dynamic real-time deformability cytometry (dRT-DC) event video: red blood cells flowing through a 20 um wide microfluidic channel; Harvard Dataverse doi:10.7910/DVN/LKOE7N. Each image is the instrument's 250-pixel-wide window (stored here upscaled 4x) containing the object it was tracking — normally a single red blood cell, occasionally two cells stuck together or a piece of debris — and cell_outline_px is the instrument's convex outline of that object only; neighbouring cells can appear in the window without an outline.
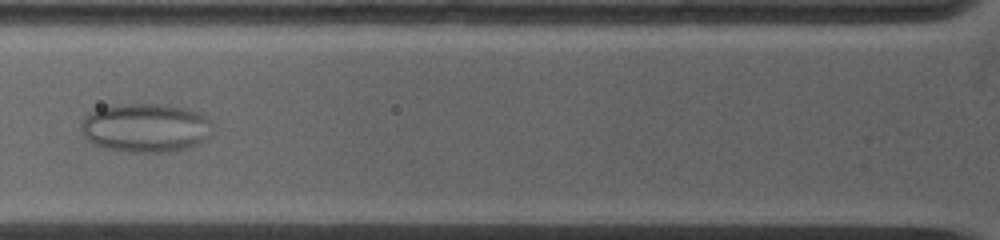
{"species": "common noctule bat (a hibernating species)", "species_latin": "Nyctalus noctula", "temperature_condition": "warm", "stored_images_in_passage": 49, "camera_frame_rate_fps": 5000, "um_per_image_px": 0.085, "animal": {"sex": "female", "body_mass_g": 19.0, "forearm_length_mm": 53.3}, "frame": {"image": 1, "passage_image": 14, "time_ms": 4.2, "image_size_px": [1000, 240], "cell_outline_px": [[212, 124], [208, 136], [204, 140], [196, 144], [184, 148], [168, 152], [132, 152], [104, 148], [88, 140], [84, 136], [80, 128], [80, 124], [92, 112], [100, 108], [120, 104], [160, 104], [188, 108], [200, 112], [212, 120]], "centroid_in_image_um": [12.4, 10.85], "position_along_channel_um": 113.4, "area_um2": 37.28}}